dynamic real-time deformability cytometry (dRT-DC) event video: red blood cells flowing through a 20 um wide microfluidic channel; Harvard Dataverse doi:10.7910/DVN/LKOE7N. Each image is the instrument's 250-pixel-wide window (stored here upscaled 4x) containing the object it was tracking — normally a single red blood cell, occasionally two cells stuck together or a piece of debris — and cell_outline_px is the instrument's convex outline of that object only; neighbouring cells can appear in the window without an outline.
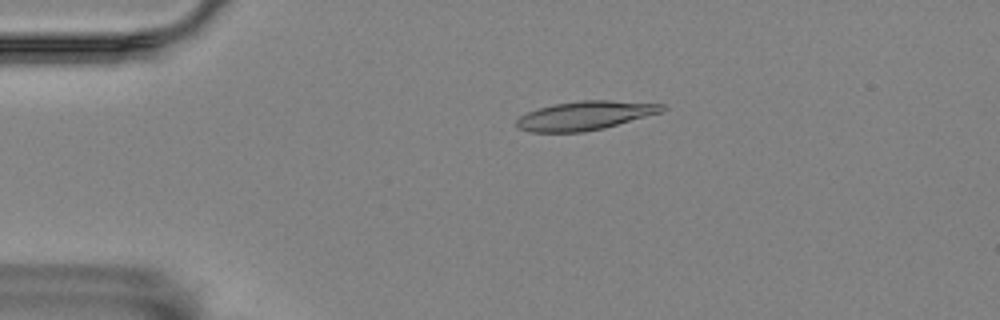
{"species": "Egyptian fruit bat (a non-hibernating species)", "species_latin": "Rousettus aegyptiacus", "temperature_condition": "room temperature", "stored_images_in_passage": 51, "camera_frame_rate_fps": 3000, "um_per_image_px": 0.085, "animal": {"sex": "female"}, "frame": {"image": 1, "passage_image": 6, "time_ms": 1.667, "image_size_px": [1000, 320], "cell_outline_px": [[668, 108], [660, 112], [604, 128], [584, 132], [532, 132], [520, 128], [516, 124], [516, 120], [520, 116], [528, 112], [552, 104], [580, 100], [608, 100], [664, 104]], "centroid_in_image_um": [49.73, 9.82], "position_along_channel_um": 35.3, "area_um2": 24.28}}
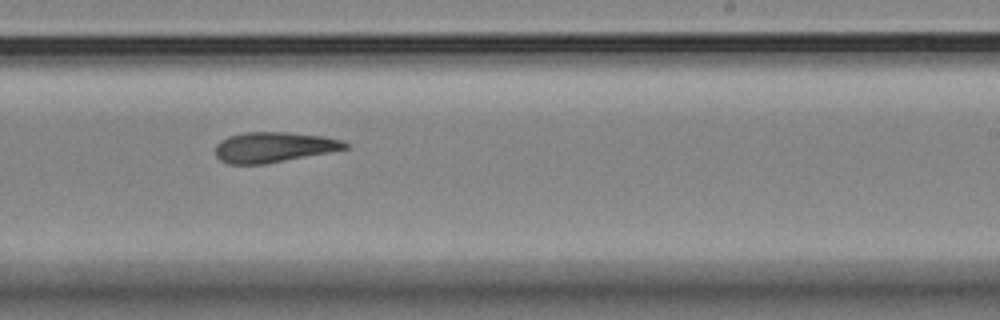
{"frame": {"image": 2, "passage_image": 29, "time_ms": 9.333, "image_size_px": [1000, 320], "cell_outline_px": [[348, 148], [328, 152], [264, 164], [228, 164], [220, 160], [216, 156], [216, 144], [220, 140], [228, 136], [244, 132], [288, 132], [320, 136], [340, 140], [348, 144]], "centroid_in_image_um": [23.2, 12.5], "position_along_channel_um": 265.8, "area_um2": 22.66}}
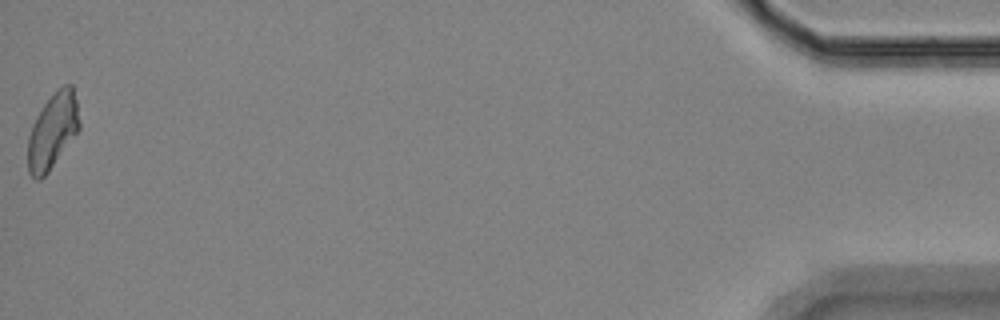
{"frame": {"image": 3, "passage_image": 51, "time_ms": 16.667, "image_size_px": [1000, 320], "cell_outline_px": [[80, 128], [48, 172], [40, 180], [36, 180], [28, 172], [28, 136], [32, 124], [36, 116], [44, 104], [56, 88], [64, 84], [72, 84], [76, 100], [80, 120]], "centroid_in_image_um": [4.47, 11.1], "position_along_channel_um": 430.7, "area_um2": 22.66}, "authors_computed_cell_mechanics": {"area_um2": 23.12, "velocity_mm_per_s": 3.4985, "shape_relaxation_time_tau1_ms": null, "shape_relaxation_time_tau2_ms": 4.4518, "deformation_change_tau1": null, "deformation_change_tau2": 0.1322}}